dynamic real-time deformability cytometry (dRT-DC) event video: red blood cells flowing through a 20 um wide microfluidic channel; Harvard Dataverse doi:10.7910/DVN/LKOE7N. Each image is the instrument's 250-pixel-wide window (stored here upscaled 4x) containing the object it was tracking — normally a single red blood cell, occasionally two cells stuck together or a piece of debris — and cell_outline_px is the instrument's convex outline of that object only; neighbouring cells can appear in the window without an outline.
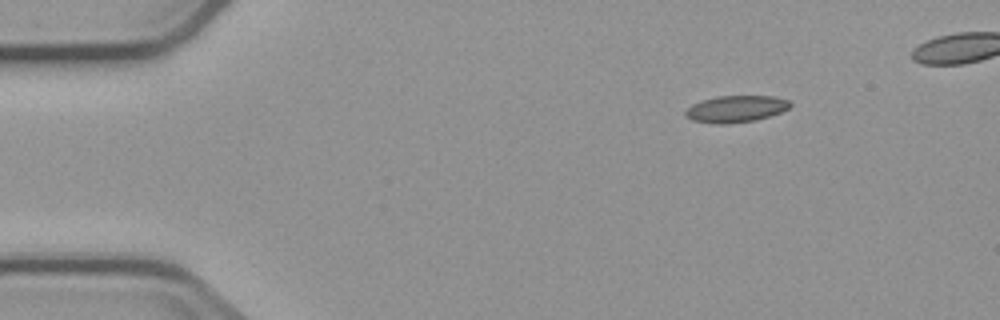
{"species": "common noctule bat (a hibernating species)", "species_latin": "Nyctalus noctula", "temperature_condition": "cold", "stored_images_in_passage": 3, "camera_frame_rate_fps": 3000, "um_per_image_px": 0.085, "animal": {"sex": "male", "body_mass_g": 23.1, "forearm_length_mm": 52.7}, "frame": {"image": 1, "passage_image": 1, "time_ms": 0.0, "image_size_px": [1000, 320], "cell_outline_px": [[792, 104], [788, 108], [780, 112], [756, 120], [724, 124], [716, 124], [692, 120], [684, 116], [684, 112], [692, 104], [716, 96], [772, 96], [788, 100]], "centroid_in_image_um": [62.52, 9.26], "position_along_channel_um": 22.5, "area_um2": 16.18}}